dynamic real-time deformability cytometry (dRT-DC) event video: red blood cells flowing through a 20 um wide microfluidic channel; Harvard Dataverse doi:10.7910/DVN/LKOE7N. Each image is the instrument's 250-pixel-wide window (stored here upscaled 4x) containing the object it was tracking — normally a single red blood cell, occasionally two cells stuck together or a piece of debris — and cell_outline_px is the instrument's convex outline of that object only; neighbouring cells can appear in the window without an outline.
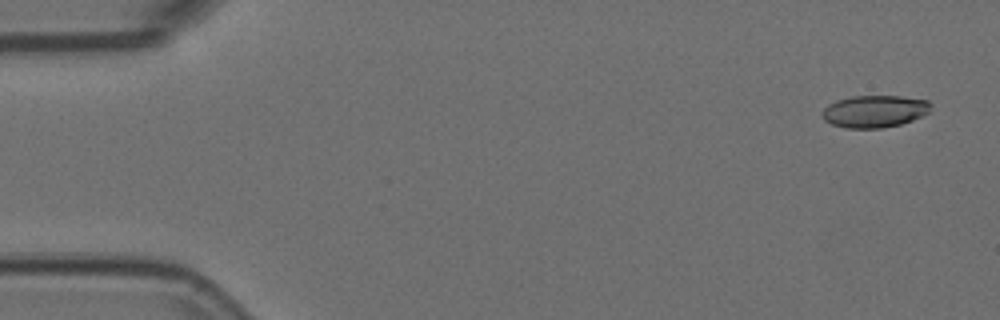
{"species": "Egyptian fruit bat (a non-hibernating species)", "species_latin": "Rousettus aegyptiacus", "temperature_condition": "room temperature", "stored_images_in_passage": 52, "camera_frame_rate_fps": 3000, "um_per_image_px": 0.085, "animal": {"sex": "female"}, "frame": {"image": 1, "passage_image": 1, "time_ms": 0.0, "image_size_px": [1000, 320], "cell_outline_px": [[932, 104], [928, 112], [912, 120], [900, 124], [880, 128], [848, 128], [832, 124], [824, 120], [820, 116], [820, 112], [828, 104], [836, 100], [852, 96], [900, 96], [928, 100]], "centroid_in_image_um": [74.29, 9.45], "position_along_channel_um": 10.7, "area_um2": 20.4}}
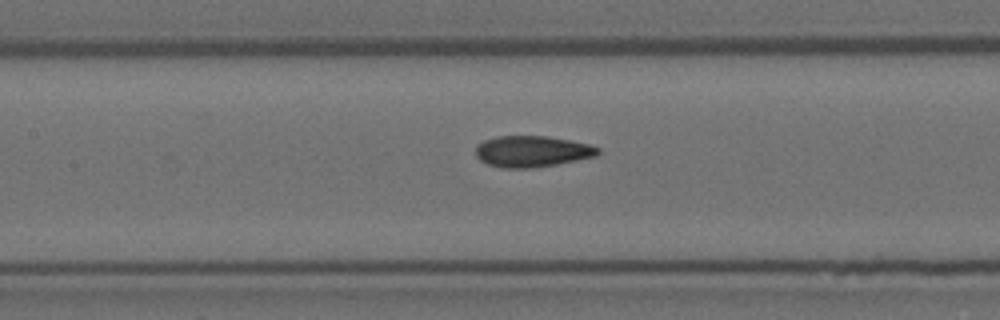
{"frame": {"image": 2, "passage_image": 23, "time_ms": 7.333, "image_size_px": [1000, 320], "cell_outline_px": [[600, 152], [596, 156], [556, 164], [532, 168], [500, 168], [488, 164], [480, 160], [476, 156], [476, 144], [484, 140], [496, 136], [548, 136], [592, 144], [600, 148]], "centroid_in_image_um": [45.22, 12.86], "position_along_channel_um": 162.2, "area_um2": 22.43}}
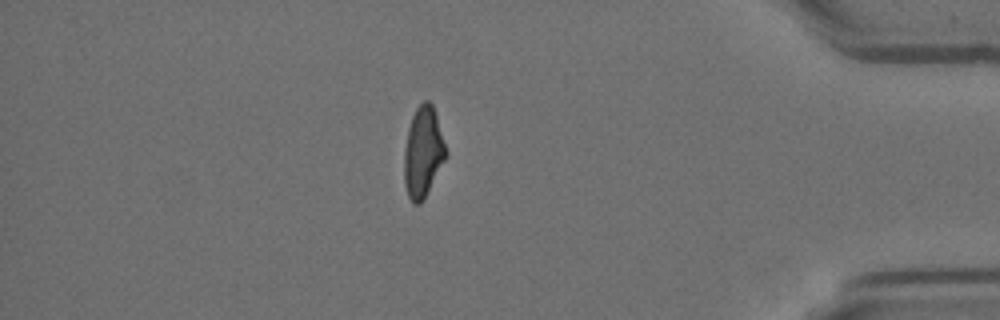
{"frame": {"image": 3, "passage_image": 45, "time_ms": 14.667, "image_size_px": [1000, 320], "cell_outline_px": [[444, 160], [420, 204], [412, 204], [408, 196], [404, 184], [404, 148], [408, 128], [412, 116], [416, 108], [424, 100], [428, 100], [432, 104], [436, 116], [444, 144]], "centroid_in_image_um": [35.9, 12.93], "position_along_channel_um": 399.3, "area_um2": 21.33}, "authors_computed_cell_mechanics": {"area_um2": 21.9062, "velocity_mm_per_s": 3.7791, "shape_relaxation_time_tau1_ms": 6.5343, "shape_relaxation_time_tau2_ms": 1.9213, "deformation_change_tau1": 0.1953, "deformation_change_tau2": 0.0921}}